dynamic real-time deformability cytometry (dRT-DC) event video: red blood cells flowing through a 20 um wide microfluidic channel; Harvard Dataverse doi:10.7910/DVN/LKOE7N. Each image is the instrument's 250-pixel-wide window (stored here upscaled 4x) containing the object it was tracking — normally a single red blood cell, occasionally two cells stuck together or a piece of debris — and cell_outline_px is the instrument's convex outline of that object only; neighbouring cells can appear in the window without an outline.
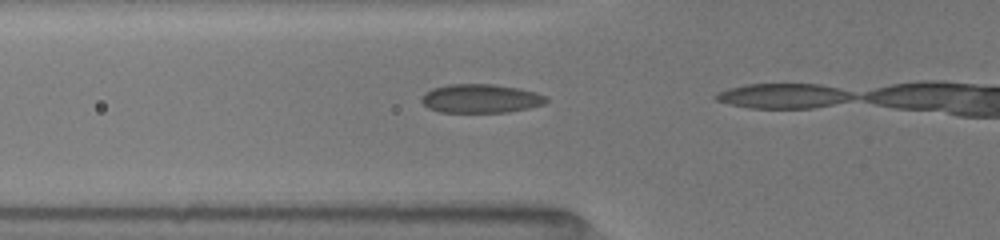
{"species": "common noctule bat (a hibernating species)", "species_latin": "Nyctalus noctula", "temperature_condition": "room temperature", "stored_images_in_passage": 6, "camera_frame_rate_fps": 3000, "um_per_image_px": 0.085, "animal": {"sex": "female", "body_mass_g": 19.5, "forearm_length_mm": 54.1}, "frame": {"image": 1, "passage_image": 5, "time_ms": 1.667, "image_size_px": [1000, 240], "cell_outline_px": [[548, 100], [544, 104], [528, 108], [508, 112], [440, 112], [428, 108], [420, 100], [420, 96], [424, 92], [432, 88], [448, 84], [492, 84], [520, 88], [536, 92], [544, 96]], "centroid_in_image_um": [40.82, 8.37], "position_along_channel_um": 85.0, "area_um2": 21.04}}